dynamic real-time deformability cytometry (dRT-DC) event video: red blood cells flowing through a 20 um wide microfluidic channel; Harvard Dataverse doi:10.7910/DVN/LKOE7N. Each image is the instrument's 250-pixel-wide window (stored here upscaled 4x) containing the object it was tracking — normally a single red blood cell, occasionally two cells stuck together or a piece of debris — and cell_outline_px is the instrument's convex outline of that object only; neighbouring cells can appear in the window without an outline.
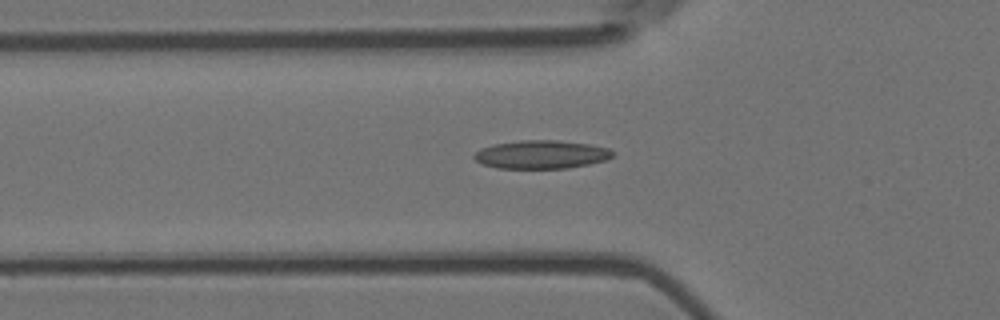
{"species": "Egyptian fruit bat (a non-hibernating species)", "species_latin": "Rousettus aegyptiacus", "temperature_condition": "room temperature", "stored_images_in_passage": 38, "camera_frame_rate_fps": 3000, "um_per_image_px": 0.085, "animal": {"sex": "female"}, "frame": {"image": 1, "passage_image": 6, "time_ms": 1.667, "image_size_px": [1000, 320], "cell_outline_px": [[616, 152], [612, 156], [604, 160], [588, 164], [568, 168], [496, 168], [480, 164], [472, 156], [480, 148], [492, 144], [520, 140], [556, 140], [588, 144], [608, 148]], "centroid_in_image_um": [45.96, 13.13], "position_along_channel_um": 79.8, "area_um2": 22.95}}
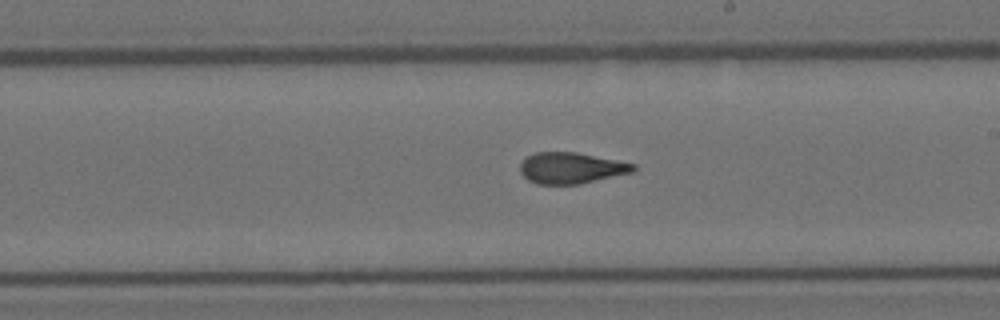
{"frame": {"image": 2, "passage_image": 19, "time_ms": 6.0, "image_size_px": [1000, 320], "cell_outline_px": [[636, 168], [632, 172], [580, 184], [536, 184], [528, 180], [520, 172], [520, 164], [524, 156], [536, 152], [576, 152], [636, 164]], "centroid_in_image_um": [48.5, 14.27], "position_along_channel_um": 240.5, "area_um2": 20.58}}
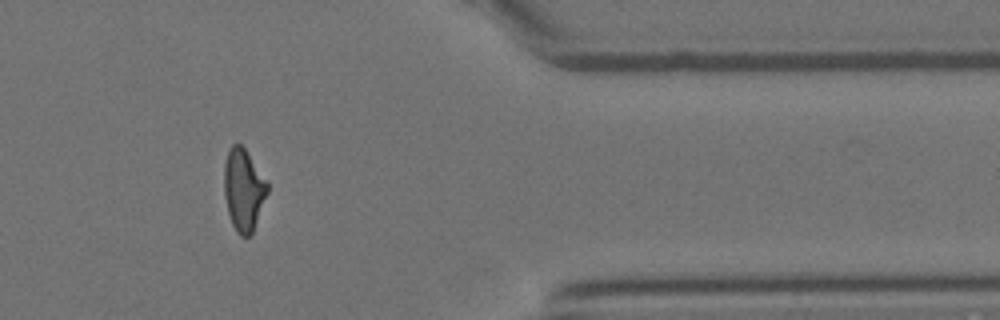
{"frame": {"image": 3, "passage_image": 33, "time_ms": 10.667, "image_size_px": [1000, 320], "cell_outline_px": [[268, 192], [252, 232], [248, 236], [240, 236], [236, 232], [232, 224], [228, 212], [224, 196], [224, 164], [228, 148], [232, 144], [240, 144], [244, 148], [268, 184]], "centroid_in_image_um": [20.67, 16.13], "position_along_channel_um": 390.7, "area_um2": 20.4}}